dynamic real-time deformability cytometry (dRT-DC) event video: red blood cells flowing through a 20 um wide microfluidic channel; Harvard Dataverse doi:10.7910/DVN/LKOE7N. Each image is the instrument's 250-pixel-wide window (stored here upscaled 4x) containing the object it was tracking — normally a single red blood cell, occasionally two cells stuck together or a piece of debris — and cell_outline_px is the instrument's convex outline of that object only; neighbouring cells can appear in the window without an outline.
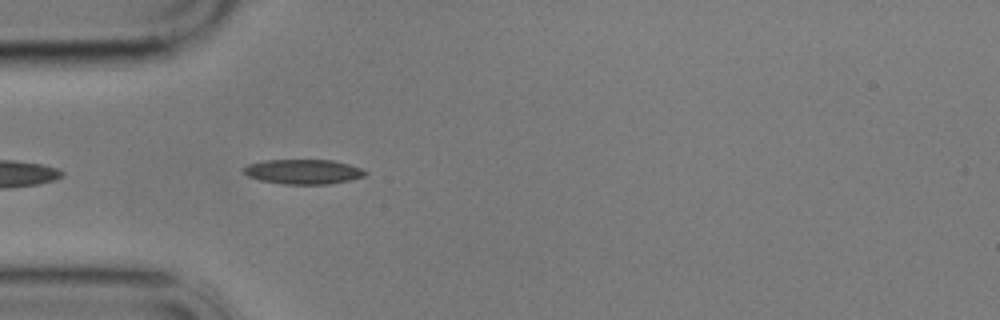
{"species": "common noctule bat (a hibernating species)", "species_latin": "Nyctalus noctula", "temperature_condition": "cold", "stored_images_in_passage": 12, "camera_frame_rate_fps": 3000, "um_per_image_px": 0.085, "animal": {"sex": "male", "body_mass_g": 17.9}, "frame": {"image": 1, "passage_image": 3, "time_ms": 0.667, "image_size_px": [1000, 320], "cell_outline_px": [[368, 172], [364, 176], [348, 180], [328, 184], [280, 184], [260, 180], [248, 176], [244, 172], [244, 168], [248, 164], [264, 160], [332, 160], [348, 164], [360, 168]], "centroid_in_image_um": [25.76, 14.59], "position_along_channel_um": 59.2, "area_um2": 17.4}}